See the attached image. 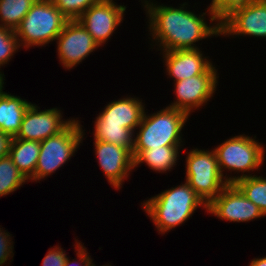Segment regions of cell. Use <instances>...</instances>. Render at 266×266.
Returning <instances> with one entry per match:
<instances>
[{"label": "cell", "mask_w": 266, "mask_h": 266, "mask_svg": "<svg viewBox=\"0 0 266 266\" xmlns=\"http://www.w3.org/2000/svg\"><path fill=\"white\" fill-rule=\"evenodd\" d=\"M154 1L141 0V6L147 15L148 36L151 37L149 49L156 51L158 49L160 52L201 49L196 43L214 36L216 38L221 36L220 22L209 7L206 8L207 11L205 9V12L196 14L194 10H190L189 2L173 7ZM206 16H209V19ZM207 19L210 24L206 21Z\"/></svg>", "instance_id": "cell-1"}, {"label": "cell", "mask_w": 266, "mask_h": 266, "mask_svg": "<svg viewBox=\"0 0 266 266\" xmlns=\"http://www.w3.org/2000/svg\"><path fill=\"white\" fill-rule=\"evenodd\" d=\"M142 210L150 218L159 235L167 234L193 216L197 208L207 212V205L185 181L159 194L146 198Z\"/></svg>", "instance_id": "cell-2"}, {"label": "cell", "mask_w": 266, "mask_h": 266, "mask_svg": "<svg viewBox=\"0 0 266 266\" xmlns=\"http://www.w3.org/2000/svg\"><path fill=\"white\" fill-rule=\"evenodd\" d=\"M146 111L134 132L133 158L151 148L185 145L182 130L190 118L186 112L169 106L154 113Z\"/></svg>", "instance_id": "cell-3"}, {"label": "cell", "mask_w": 266, "mask_h": 266, "mask_svg": "<svg viewBox=\"0 0 266 266\" xmlns=\"http://www.w3.org/2000/svg\"><path fill=\"white\" fill-rule=\"evenodd\" d=\"M256 139L255 135L251 137L244 133L227 138L213 148L220 172L228 184H233L241 178L250 177L252 174L255 175L251 172H258L264 166L266 148ZM227 171L230 175H227ZM232 172L238 175H232ZM239 173L241 174L239 175Z\"/></svg>", "instance_id": "cell-4"}, {"label": "cell", "mask_w": 266, "mask_h": 266, "mask_svg": "<svg viewBox=\"0 0 266 266\" xmlns=\"http://www.w3.org/2000/svg\"><path fill=\"white\" fill-rule=\"evenodd\" d=\"M67 21L52 0H37L15 29L20 48L28 50L51 44Z\"/></svg>", "instance_id": "cell-5"}, {"label": "cell", "mask_w": 266, "mask_h": 266, "mask_svg": "<svg viewBox=\"0 0 266 266\" xmlns=\"http://www.w3.org/2000/svg\"><path fill=\"white\" fill-rule=\"evenodd\" d=\"M82 127L84 126L81 125L79 118H74L59 134L40 142L35 174L28 180L29 182L40 183L70 161L85 138V129L83 130Z\"/></svg>", "instance_id": "cell-6"}, {"label": "cell", "mask_w": 266, "mask_h": 266, "mask_svg": "<svg viewBox=\"0 0 266 266\" xmlns=\"http://www.w3.org/2000/svg\"><path fill=\"white\" fill-rule=\"evenodd\" d=\"M185 158V181L208 205L228 185L223 178L216 154L212 149L194 148Z\"/></svg>", "instance_id": "cell-7"}, {"label": "cell", "mask_w": 266, "mask_h": 266, "mask_svg": "<svg viewBox=\"0 0 266 266\" xmlns=\"http://www.w3.org/2000/svg\"><path fill=\"white\" fill-rule=\"evenodd\" d=\"M212 64L203 74L173 82L175 100L169 107L186 112L189 116L195 110L203 108L214 97L219 84V73Z\"/></svg>", "instance_id": "cell-8"}, {"label": "cell", "mask_w": 266, "mask_h": 266, "mask_svg": "<svg viewBox=\"0 0 266 266\" xmlns=\"http://www.w3.org/2000/svg\"><path fill=\"white\" fill-rule=\"evenodd\" d=\"M55 42L59 64L69 71L99 48L78 20H68Z\"/></svg>", "instance_id": "cell-9"}, {"label": "cell", "mask_w": 266, "mask_h": 266, "mask_svg": "<svg viewBox=\"0 0 266 266\" xmlns=\"http://www.w3.org/2000/svg\"><path fill=\"white\" fill-rule=\"evenodd\" d=\"M116 0H101L88 8L78 21L90 33L93 40L102 47L125 20L126 6Z\"/></svg>", "instance_id": "cell-10"}, {"label": "cell", "mask_w": 266, "mask_h": 266, "mask_svg": "<svg viewBox=\"0 0 266 266\" xmlns=\"http://www.w3.org/2000/svg\"><path fill=\"white\" fill-rule=\"evenodd\" d=\"M221 36L266 38V0L234 9L221 22Z\"/></svg>", "instance_id": "cell-11"}, {"label": "cell", "mask_w": 266, "mask_h": 266, "mask_svg": "<svg viewBox=\"0 0 266 266\" xmlns=\"http://www.w3.org/2000/svg\"><path fill=\"white\" fill-rule=\"evenodd\" d=\"M73 119L65 120L60 108L53 107L40 110L38 105L31 103L23 116L20 130L13 138L41 142L48 137L59 134Z\"/></svg>", "instance_id": "cell-12"}, {"label": "cell", "mask_w": 266, "mask_h": 266, "mask_svg": "<svg viewBox=\"0 0 266 266\" xmlns=\"http://www.w3.org/2000/svg\"><path fill=\"white\" fill-rule=\"evenodd\" d=\"M207 213L226 222H250L265 216L260 209L234 185L228 184L221 193L207 205Z\"/></svg>", "instance_id": "cell-13"}, {"label": "cell", "mask_w": 266, "mask_h": 266, "mask_svg": "<svg viewBox=\"0 0 266 266\" xmlns=\"http://www.w3.org/2000/svg\"><path fill=\"white\" fill-rule=\"evenodd\" d=\"M94 153L99 168L115 190H121L134 169V158L128 148L101 140H94Z\"/></svg>", "instance_id": "cell-14"}, {"label": "cell", "mask_w": 266, "mask_h": 266, "mask_svg": "<svg viewBox=\"0 0 266 266\" xmlns=\"http://www.w3.org/2000/svg\"><path fill=\"white\" fill-rule=\"evenodd\" d=\"M160 54L165 74L174 82L203 74L213 64L202 49L162 51Z\"/></svg>", "instance_id": "cell-15"}, {"label": "cell", "mask_w": 266, "mask_h": 266, "mask_svg": "<svg viewBox=\"0 0 266 266\" xmlns=\"http://www.w3.org/2000/svg\"><path fill=\"white\" fill-rule=\"evenodd\" d=\"M142 98L127 95L118 100H112L101 109L93 122H106V124L124 125L135 132L141 123L146 105Z\"/></svg>", "instance_id": "cell-16"}, {"label": "cell", "mask_w": 266, "mask_h": 266, "mask_svg": "<svg viewBox=\"0 0 266 266\" xmlns=\"http://www.w3.org/2000/svg\"><path fill=\"white\" fill-rule=\"evenodd\" d=\"M3 90L0 91V131L13 138L20 130L23 116L31 102Z\"/></svg>", "instance_id": "cell-17"}, {"label": "cell", "mask_w": 266, "mask_h": 266, "mask_svg": "<svg viewBox=\"0 0 266 266\" xmlns=\"http://www.w3.org/2000/svg\"><path fill=\"white\" fill-rule=\"evenodd\" d=\"M184 146H159L141 151L134 158V169L145 164L156 173H167L177 165L180 149Z\"/></svg>", "instance_id": "cell-18"}, {"label": "cell", "mask_w": 266, "mask_h": 266, "mask_svg": "<svg viewBox=\"0 0 266 266\" xmlns=\"http://www.w3.org/2000/svg\"><path fill=\"white\" fill-rule=\"evenodd\" d=\"M39 153L40 141L12 138L8 156L29 180L35 174Z\"/></svg>", "instance_id": "cell-19"}, {"label": "cell", "mask_w": 266, "mask_h": 266, "mask_svg": "<svg viewBox=\"0 0 266 266\" xmlns=\"http://www.w3.org/2000/svg\"><path fill=\"white\" fill-rule=\"evenodd\" d=\"M93 140L112 143L133 152L134 132L124 125L106 124V122H93Z\"/></svg>", "instance_id": "cell-20"}, {"label": "cell", "mask_w": 266, "mask_h": 266, "mask_svg": "<svg viewBox=\"0 0 266 266\" xmlns=\"http://www.w3.org/2000/svg\"><path fill=\"white\" fill-rule=\"evenodd\" d=\"M37 0H0V27L15 30Z\"/></svg>", "instance_id": "cell-21"}, {"label": "cell", "mask_w": 266, "mask_h": 266, "mask_svg": "<svg viewBox=\"0 0 266 266\" xmlns=\"http://www.w3.org/2000/svg\"><path fill=\"white\" fill-rule=\"evenodd\" d=\"M266 216V177L252 175L233 183Z\"/></svg>", "instance_id": "cell-22"}, {"label": "cell", "mask_w": 266, "mask_h": 266, "mask_svg": "<svg viewBox=\"0 0 266 266\" xmlns=\"http://www.w3.org/2000/svg\"><path fill=\"white\" fill-rule=\"evenodd\" d=\"M29 182L9 156L0 158V197L13 194Z\"/></svg>", "instance_id": "cell-23"}, {"label": "cell", "mask_w": 266, "mask_h": 266, "mask_svg": "<svg viewBox=\"0 0 266 266\" xmlns=\"http://www.w3.org/2000/svg\"><path fill=\"white\" fill-rule=\"evenodd\" d=\"M21 49L18 43V39L15 34V30L0 27V74L4 77V73L1 71V67L8 64L11 58L14 57L15 53Z\"/></svg>", "instance_id": "cell-24"}, {"label": "cell", "mask_w": 266, "mask_h": 266, "mask_svg": "<svg viewBox=\"0 0 266 266\" xmlns=\"http://www.w3.org/2000/svg\"><path fill=\"white\" fill-rule=\"evenodd\" d=\"M101 0H52L58 10L68 20H78L92 5Z\"/></svg>", "instance_id": "cell-25"}, {"label": "cell", "mask_w": 266, "mask_h": 266, "mask_svg": "<svg viewBox=\"0 0 266 266\" xmlns=\"http://www.w3.org/2000/svg\"><path fill=\"white\" fill-rule=\"evenodd\" d=\"M256 0H211L209 9L212 11L216 19L221 22L234 9L246 6Z\"/></svg>", "instance_id": "cell-26"}, {"label": "cell", "mask_w": 266, "mask_h": 266, "mask_svg": "<svg viewBox=\"0 0 266 266\" xmlns=\"http://www.w3.org/2000/svg\"><path fill=\"white\" fill-rule=\"evenodd\" d=\"M1 227L2 226L0 225V266H7L11 261H13L11 258L14 256V242L12 235Z\"/></svg>", "instance_id": "cell-27"}, {"label": "cell", "mask_w": 266, "mask_h": 266, "mask_svg": "<svg viewBox=\"0 0 266 266\" xmlns=\"http://www.w3.org/2000/svg\"><path fill=\"white\" fill-rule=\"evenodd\" d=\"M74 248L77 258L70 260L67 256L64 266H96L93 259H91V255H89L90 253L87 252V248L84 246V243L82 244L81 241L75 238Z\"/></svg>", "instance_id": "cell-28"}, {"label": "cell", "mask_w": 266, "mask_h": 266, "mask_svg": "<svg viewBox=\"0 0 266 266\" xmlns=\"http://www.w3.org/2000/svg\"><path fill=\"white\" fill-rule=\"evenodd\" d=\"M66 253L59 244L51 247L44 256L41 266H64L68 255Z\"/></svg>", "instance_id": "cell-29"}, {"label": "cell", "mask_w": 266, "mask_h": 266, "mask_svg": "<svg viewBox=\"0 0 266 266\" xmlns=\"http://www.w3.org/2000/svg\"><path fill=\"white\" fill-rule=\"evenodd\" d=\"M12 137L0 131V158L9 155V148L11 144Z\"/></svg>", "instance_id": "cell-30"}, {"label": "cell", "mask_w": 266, "mask_h": 266, "mask_svg": "<svg viewBox=\"0 0 266 266\" xmlns=\"http://www.w3.org/2000/svg\"><path fill=\"white\" fill-rule=\"evenodd\" d=\"M249 266H266V256L252 259Z\"/></svg>", "instance_id": "cell-31"}, {"label": "cell", "mask_w": 266, "mask_h": 266, "mask_svg": "<svg viewBox=\"0 0 266 266\" xmlns=\"http://www.w3.org/2000/svg\"><path fill=\"white\" fill-rule=\"evenodd\" d=\"M4 80H5V77L0 74V91L4 88Z\"/></svg>", "instance_id": "cell-32"}]
</instances>
